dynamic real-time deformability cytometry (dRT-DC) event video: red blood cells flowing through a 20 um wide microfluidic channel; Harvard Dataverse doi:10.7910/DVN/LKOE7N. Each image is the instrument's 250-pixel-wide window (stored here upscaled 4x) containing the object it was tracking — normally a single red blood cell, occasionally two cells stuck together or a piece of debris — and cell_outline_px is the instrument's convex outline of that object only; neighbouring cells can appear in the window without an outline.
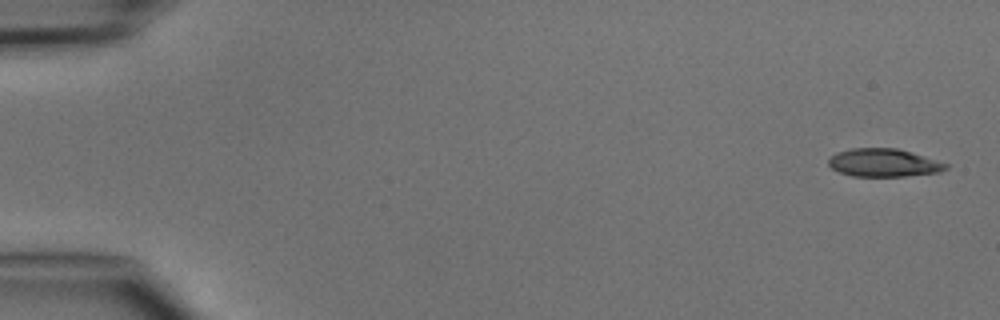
{"species": "common noctule bat (a hibernating species)", "species_latin": "Nyctalus noctula", "temperature_condition": "cold", "stored_images_in_passage": 6, "camera_frame_rate_fps": 3000, "um_per_image_px": 0.085, "animal": {"sex": "male", "body_mass_g": 15.6}, "frame": {"image": 1, "passage_image": 1, "time_ms": 0.0, "image_size_px": [1000, 320], "cell_outline_px": [[948, 168], [940, 172], [904, 176], [852, 176], [840, 172], [832, 168], [828, 164], [828, 160], [836, 152], [852, 148], [896, 148], [912, 152], [948, 164]], "centroid_in_image_um": [75.11, 13.83], "position_along_channel_um": 9.9, "area_um2": 19.07}}
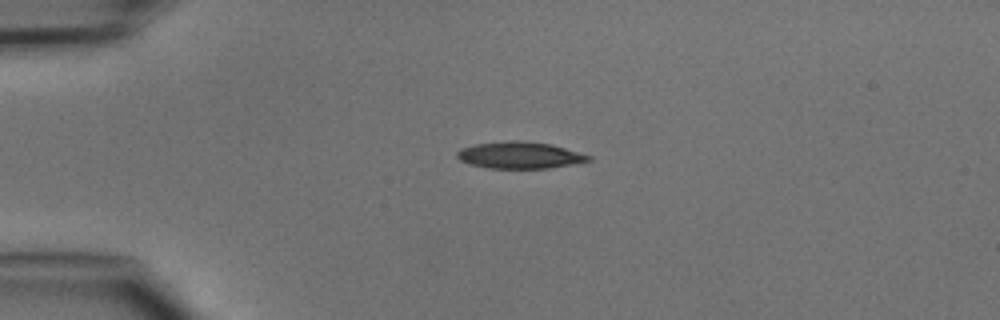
{"frame": {"image": 2, "passage_image": 4, "time_ms": 3.333, "image_size_px": [1000, 320], "cell_outline_px": [[592, 160], [572, 164], [548, 168], [488, 168], [468, 164], [460, 160], [456, 156], [456, 152], [460, 148], [476, 144], [512, 140], [516, 140], [552, 144], [592, 156]], "centroid_in_image_um": [44.16, 13.19], "position_along_channel_um": 40.8, "area_um2": 20.46}}